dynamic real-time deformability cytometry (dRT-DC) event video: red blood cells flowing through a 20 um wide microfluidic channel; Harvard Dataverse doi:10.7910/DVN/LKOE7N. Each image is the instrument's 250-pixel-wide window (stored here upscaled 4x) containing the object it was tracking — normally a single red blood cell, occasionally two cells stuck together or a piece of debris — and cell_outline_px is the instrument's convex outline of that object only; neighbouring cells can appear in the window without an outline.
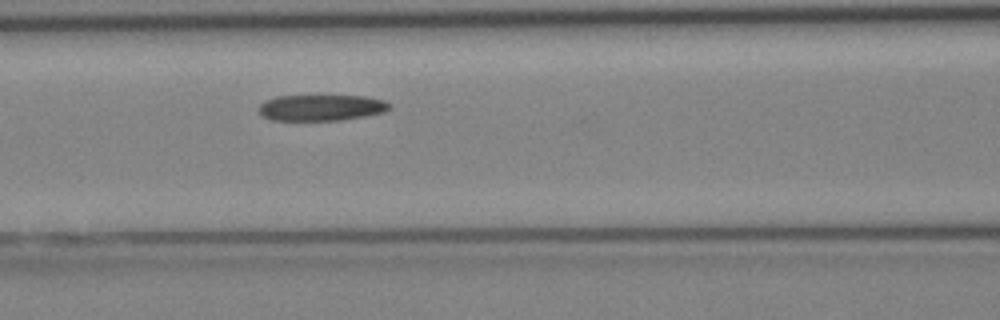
{"species": "Egyptian fruit bat (a non-hibernating species)", "species_latin": "Rousettus aegyptiacus", "temperature_condition": "cold", "stored_images_in_passage": 3, "camera_frame_rate_fps": 3000, "um_per_image_px": 0.085, "animal": {"sex": "female"}, "frame": {"image": 1, "passage_image": 3, "time_ms": 2.333, "image_size_px": [1000, 320], "cell_outline_px": [[392, 108], [384, 112], [364, 116], [340, 120], [272, 120], [264, 116], [260, 112], [260, 104], [264, 100], [276, 96], [368, 96], [384, 100], [392, 104]], "centroid_in_image_um": [27.35, 9.14], "position_along_channel_um": 139.2, "area_um2": 19.88}}